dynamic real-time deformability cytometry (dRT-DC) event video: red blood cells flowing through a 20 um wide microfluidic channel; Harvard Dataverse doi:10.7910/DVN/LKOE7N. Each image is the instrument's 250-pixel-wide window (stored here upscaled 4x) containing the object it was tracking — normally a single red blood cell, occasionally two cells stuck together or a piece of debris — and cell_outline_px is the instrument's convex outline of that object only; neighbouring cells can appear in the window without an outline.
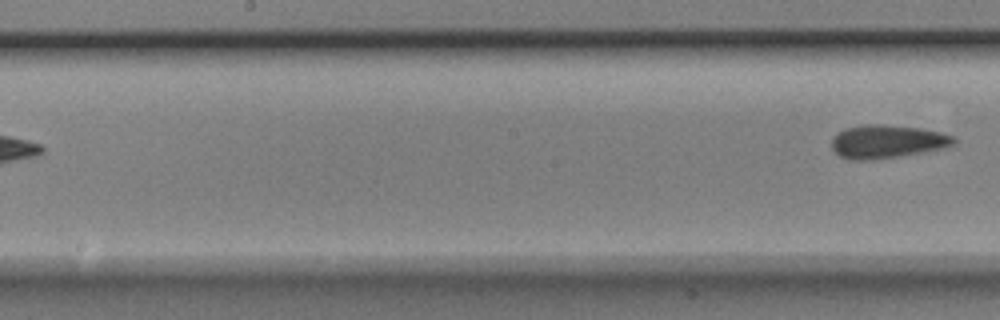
{"species": "Egyptian fruit bat (a non-hibernating species)", "species_latin": "Rousettus aegyptiacus", "temperature_condition": "room temperature", "stored_images_in_passage": 9, "segment_of_instrument_passage": [2, 2], "camera_frame_rate_fps": 3000, "um_per_image_px": 0.085, "animal": {"sex": "male"}, "frame": {"image": 1, "passage_image": 9, "time_ms": 2.667, "image_size_px": [1000, 320], "cell_outline_px": [[956, 140], [952, 144], [944, 148], [900, 156], [872, 160], [848, 160], [840, 156], [832, 148], [832, 136], [844, 128], [864, 124], [876, 124], [916, 128], [940, 132], [952, 136]], "centroid_in_image_um": [75.34, 12.04], "position_along_channel_um": 172.9, "area_um2": 23.52}}